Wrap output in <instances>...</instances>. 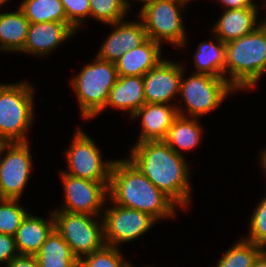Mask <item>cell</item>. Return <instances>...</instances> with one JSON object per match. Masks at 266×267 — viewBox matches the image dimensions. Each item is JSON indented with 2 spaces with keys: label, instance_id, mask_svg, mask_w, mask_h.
Masks as SVG:
<instances>
[{
  "label": "cell",
  "instance_id": "obj_1",
  "mask_svg": "<svg viewBox=\"0 0 266 267\" xmlns=\"http://www.w3.org/2000/svg\"><path fill=\"white\" fill-rule=\"evenodd\" d=\"M130 161L180 208L191 200L189 168L186 158L177 154L165 141L136 143Z\"/></svg>",
  "mask_w": 266,
  "mask_h": 267
},
{
  "label": "cell",
  "instance_id": "obj_2",
  "mask_svg": "<svg viewBox=\"0 0 266 267\" xmlns=\"http://www.w3.org/2000/svg\"><path fill=\"white\" fill-rule=\"evenodd\" d=\"M108 200L149 214L156 221L175 217L178 205L160 191L129 159L114 160Z\"/></svg>",
  "mask_w": 266,
  "mask_h": 267
},
{
  "label": "cell",
  "instance_id": "obj_3",
  "mask_svg": "<svg viewBox=\"0 0 266 267\" xmlns=\"http://www.w3.org/2000/svg\"><path fill=\"white\" fill-rule=\"evenodd\" d=\"M265 72L266 20L255 31L226 43L225 79L236 90H248Z\"/></svg>",
  "mask_w": 266,
  "mask_h": 267
},
{
  "label": "cell",
  "instance_id": "obj_4",
  "mask_svg": "<svg viewBox=\"0 0 266 267\" xmlns=\"http://www.w3.org/2000/svg\"><path fill=\"white\" fill-rule=\"evenodd\" d=\"M116 65L96 57L72 78L71 85L76 93L83 118L99 115L108 102L110 91L118 79Z\"/></svg>",
  "mask_w": 266,
  "mask_h": 267
},
{
  "label": "cell",
  "instance_id": "obj_5",
  "mask_svg": "<svg viewBox=\"0 0 266 267\" xmlns=\"http://www.w3.org/2000/svg\"><path fill=\"white\" fill-rule=\"evenodd\" d=\"M33 87L26 82L0 84V141L29 142L26 132L31 127Z\"/></svg>",
  "mask_w": 266,
  "mask_h": 267
},
{
  "label": "cell",
  "instance_id": "obj_6",
  "mask_svg": "<svg viewBox=\"0 0 266 267\" xmlns=\"http://www.w3.org/2000/svg\"><path fill=\"white\" fill-rule=\"evenodd\" d=\"M184 69L180 83V95L183 97L185 110L177 106L178 115L192 118L206 115L215 110L228 94L237 91L225 78L193 73L184 79Z\"/></svg>",
  "mask_w": 266,
  "mask_h": 267
},
{
  "label": "cell",
  "instance_id": "obj_7",
  "mask_svg": "<svg viewBox=\"0 0 266 267\" xmlns=\"http://www.w3.org/2000/svg\"><path fill=\"white\" fill-rule=\"evenodd\" d=\"M54 229L69 245L74 256L80 258L102 249L104 241L103 222L96 221L95 216L84 213L61 211L52 212ZM101 223V224H99Z\"/></svg>",
  "mask_w": 266,
  "mask_h": 267
},
{
  "label": "cell",
  "instance_id": "obj_8",
  "mask_svg": "<svg viewBox=\"0 0 266 267\" xmlns=\"http://www.w3.org/2000/svg\"><path fill=\"white\" fill-rule=\"evenodd\" d=\"M188 3L185 0H152L142 6L139 18L143 22L147 38L162 44L163 41L181 46L186 43V31L180 11Z\"/></svg>",
  "mask_w": 266,
  "mask_h": 267
},
{
  "label": "cell",
  "instance_id": "obj_9",
  "mask_svg": "<svg viewBox=\"0 0 266 267\" xmlns=\"http://www.w3.org/2000/svg\"><path fill=\"white\" fill-rule=\"evenodd\" d=\"M65 153L69 171L66 170L64 173L95 182H110L114 160L102 161L101 150L80 128H77Z\"/></svg>",
  "mask_w": 266,
  "mask_h": 267
},
{
  "label": "cell",
  "instance_id": "obj_10",
  "mask_svg": "<svg viewBox=\"0 0 266 267\" xmlns=\"http://www.w3.org/2000/svg\"><path fill=\"white\" fill-rule=\"evenodd\" d=\"M3 153L4 157H0V198L20 199L32 168L29 142L2 143L0 155Z\"/></svg>",
  "mask_w": 266,
  "mask_h": 267
},
{
  "label": "cell",
  "instance_id": "obj_11",
  "mask_svg": "<svg viewBox=\"0 0 266 267\" xmlns=\"http://www.w3.org/2000/svg\"><path fill=\"white\" fill-rule=\"evenodd\" d=\"M112 204V208L102 211L101 218L107 246L117 247L119 243L132 241L144 235L157 222L147 213Z\"/></svg>",
  "mask_w": 266,
  "mask_h": 267
},
{
  "label": "cell",
  "instance_id": "obj_12",
  "mask_svg": "<svg viewBox=\"0 0 266 267\" xmlns=\"http://www.w3.org/2000/svg\"><path fill=\"white\" fill-rule=\"evenodd\" d=\"M65 191L64 207L61 211L99 215L108 195L109 182H95L71 176L61 171Z\"/></svg>",
  "mask_w": 266,
  "mask_h": 267
},
{
  "label": "cell",
  "instance_id": "obj_13",
  "mask_svg": "<svg viewBox=\"0 0 266 267\" xmlns=\"http://www.w3.org/2000/svg\"><path fill=\"white\" fill-rule=\"evenodd\" d=\"M184 66L162 60L143 76L146 103L168 104L180 93Z\"/></svg>",
  "mask_w": 266,
  "mask_h": 267
},
{
  "label": "cell",
  "instance_id": "obj_14",
  "mask_svg": "<svg viewBox=\"0 0 266 267\" xmlns=\"http://www.w3.org/2000/svg\"><path fill=\"white\" fill-rule=\"evenodd\" d=\"M114 30L108 35L98 51L97 58L115 63L124 53L142 44L146 39L143 22H125L124 20L110 24Z\"/></svg>",
  "mask_w": 266,
  "mask_h": 267
},
{
  "label": "cell",
  "instance_id": "obj_15",
  "mask_svg": "<svg viewBox=\"0 0 266 267\" xmlns=\"http://www.w3.org/2000/svg\"><path fill=\"white\" fill-rule=\"evenodd\" d=\"M75 33L76 31L68 23L52 21L30 23L25 45L20 52L47 56Z\"/></svg>",
  "mask_w": 266,
  "mask_h": 267
},
{
  "label": "cell",
  "instance_id": "obj_16",
  "mask_svg": "<svg viewBox=\"0 0 266 267\" xmlns=\"http://www.w3.org/2000/svg\"><path fill=\"white\" fill-rule=\"evenodd\" d=\"M177 116V105L145 103L131 116L132 119L141 117L142 131L137 143L164 141Z\"/></svg>",
  "mask_w": 266,
  "mask_h": 267
},
{
  "label": "cell",
  "instance_id": "obj_17",
  "mask_svg": "<svg viewBox=\"0 0 266 267\" xmlns=\"http://www.w3.org/2000/svg\"><path fill=\"white\" fill-rule=\"evenodd\" d=\"M258 7L225 10L212 28L216 37L225 44L255 31L262 23L256 22Z\"/></svg>",
  "mask_w": 266,
  "mask_h": 267
},
{
  "label": "cell",
  "instance_id": "obj_18",
  "mask_svg": "<svg viewBox=\"0 0 266 267\" xmlns=\"http://www.w3.org/2000/svg\"><path fill=\"white\" fill-rule=\"evenodd\" d=\"M162 60L161 44L147 38L139 46L124 53L115 65L118 76H144Z\"/></svg>",
  "mask_w": 266,
  "mask_h": 267
},
{
  "label": "cell",
  "instance_id": "obj_19",
  "mask_svg": "<svg viewBox=\"0 0 266 267\" xmlns=\"http://www.w3.org/2000/svg\"><path fill=\"white\" fill-rule=\"evenodd\" d=\"M50 220L27 214L14 235L19 255H35L54 229V217Z\"/></svg>",
  "mask_w": 266,
  "mask_h": 267
},
{
  "label": "cell",
  "instance_id": "obj_20",
  "mask_svg": "<svg viewBox=\"0 0 266 267\" xmlns=\"http://www.w3.org/2000/svg\"><path fill=\"white\" fill-rule=\"evenodd\" d=\"M145 103L143 76H119L105 108L128 110L131 117Z\"/></svg>",
  "mask_w": 266,
  "mask_h": 267
},
{
  "label": "cell",
  "instance_id": "obj_21",
  "mask_svg": "<svg viewBox=\"0 0 266 267\" xmlns=\"http://www.w3.org/2000/svg\"><path fill=\"white\" fill-rule=\"evenodd\" d=\"M29 25L30 22L20 8L15 12H0V50L21 51L27 39Z\"/></svg>",
  "mask_w": 266,
  "mask_h": 267
},
{
  "label": "cell",
  "instance_id": "obj_22",
  "mask_svg": "<svg viewBox=\"0 0 266 267\" xmlns=\"http://www.w3.org/2000/svg\"><path fill=\"white\" fill-rule=\"evenodd\" d=\"M218 44L203 41L198 45L194 54L197 74H206L212 77L225 78L226 44L215 37Z\"/></svg>",
  "mask_w": 266,
  "mask_h": 267
},
{
  "label": "cell",
  "instance_id": "obj_23",
  "mask_svg": "<svg viewBox=\"0 0 266 267\" xmlns=\"http://www.w3.org/2000/svg\"><path fill=\"white\" fill-rule=\"evenodd\" d=\"M35 257L39 267H78V259L55 229L48 235Z\"/></svg>",
  "mask_w": 266,
  "mask_h": 267
},
{
  "label": "cell",
  "instance_id": "obj_24",
  "mask_svg": "<svg viewBox=\"0 0 266 267\" xmlns=\"http://www.w3.org/2000/svg\"><path fill=\"white\" fill-rule=\"evenodd\" d=\"M201 135L202 127L197 119L178 115L169 128L164 141L177 154L182 155L180 149L189 151L196 148L201 140Z\"/></svg>",
  "mask_w": 266,
  "mask_h": 267
},
{
  "label": "cell",
  "instance_id": "obj_25",
  "mask_svg": "<svg viewBox=\"0 0 266 267\" xmlns=\"http://www.w3.org/2000/svg\"><path fill=\"white\" fill-rule=\"evenodd\" d=\"M19 8L30 23L49 21L68 23L60 0H24Z\"/></svg>",
  "mask_w": 266,
  "mask_h": 267
},
{
  "label": "cell",
  "instance_id": "obj_26",
  "mask_svg": "<svg viewBox=\"0 0 266 267\" xmlns=\"http://www.w3.org/2000/svg\"><path fill=\"white\" fill-rule=\"evenodd\" d=\"M265 249L253 242L240 239L219 259L216 267H253Z\"/></svg>",
  "mask_w": 266,
  "mask_h": 267
},
{
  "label": "cell",
  "instance_id": "obj_27",
  "mask_svg": "<svg viewBox=\"0 0 266 267\" xmlns=\"http://www.w3.org/2000/svg\"><path fill=\"white\" fill-rule=\"evenodd\" d=\"M19 199L0 198V233L13 236L28 214Z\"/></svg>",
  "mask_w": 266,
  "mask_h": 267
},
{
  "label": "cell",
  "instance_id": "obj_28",
  "mask_svg": "<svg viewBox=\"0 0 266 267\" xmlns=\"http://www.w3.org/2000/svg\"><path fill=\"white\" fill-rule=\"evenodd\" d=\"M89 4L90 17L106 24L124 20L129 10L123 0H89Z\"/></svg>",
  "mask_w": 266,
  "mask_h": 267
},
{
  "label": "cell",
  "instance_id": "obj_29",
  "mask_svg": "<svg viewBox=\"0 0 266 267\" xmlns=\"http://www.w3.org/2000/svg\"><path fill=\"white\" fill-rule=\"evenodd\" d=\"M130 265L122 259L118 247L107 245L78 260V267H130Z\"/></svg>",
  "mask_w": 266,
  "mask_h": 267
},
{
  "label": "cell",
  "instance_id": "obj_30",
  "mask_svg": "<svg viewBox=\"0 0 266 267\" xmlns=\"http://www.w3.org/2000/svg\"><path fill=\"white\" fill-rule=\"evenodd\" d=\"M255 245L266 248V197L254 209L250 219L249 236L245 239Z\"/></svg>",
  "mask_w": 266,
  "mask_h": 267
},
{
  "label": "cell",
  "instance_id": "obj_31",
  "mask_svg": "<svg viewBox=\"0 0 266 267\" xmlns=\"http://www.w3.org/2000/svg\"><path fill=\"white\" fill-rule=\"evenodd\" d=\"M63 4L68 24L77 32V29L90 17L89 0H60Z\"/></svg>",
  "mask_w": 266,
  "mask_h": 267
},
{
  "label": "cell",
  "instance_id": "obj_32",
  "mask_svg": "<svg viewBox=\"0 0 266 267\" xmlns=\"http://www.w3.org/2000/svg\"><path fill=\"white\" fill-rule=\"evenodd\" d=\"M15 239L13 236L0 233V263H5L18 256Z\"/></svg>",
  "mask_w": 266,
  "mask_h": 267
},
{
  "label": "cell",
  "instance_id": "obj_33",
  "mask_svg": "<svg viewBox=\"0 0 266 267\" xmlns=\"http://www.w3.org/2000/svg\"><path fill=\"white\" fill-rule=\"evenodd\" d=\"M6 267H39L35 255H18L11 259Z\"/></svg>",
  "mask_w": 266,
  "mask_h": 267
},
{
  "label": "cell",
  "instance_id": "obj_34",
  "mask_svg": "<svg viewBox=\"0 0 266 267\" xmlns=\"http://www.w3.org/2000/svg\"><path fill=\"white\" fill-rule=\"evenodd\" d=\"M221 4L226 6L225 10L229 9H241V8H248L251 6H257L254 3V0H218ZM253 1V2H252Z\"/></svg>",
  "mask_w": 266,
  "mask_h": 267
},
{
  "label": "cell",
  "instance_id": "obj_35",
  "mask_svg": "<svg viewBox=\"0 0 266 267\" xmlns=\"http://www.w3.org/2000/svg\"><path fill=\"white\" fill-rule=\"evenodd\" d=\"M253 267H266V250L258 256Z\"/></svg>",
  "mask_w": 266,
  "mask_h": 267
},
{
  "label": "cell",
  "instance_id": "obj_36",
  "mask_svg": "<svg viewBox=\"0 0 266 267\" xmlns=\"http://www.w3.org/2000/svg\"><path fill=\"white\" fill-rule=\"evenodd\" d=\"M261 154H262V155H261V157L259 158V159H261V160H260V163H261V166H263V167H262L263 170H265L264 173H266V150L262 151Z\"/></svg>",
  "mask_w": 266,
  "mask_h": 267
},
{
  "label": "cell",
  "instance_id": "obj_37",
  "mask_svg": "<svg viewBox=\"0 0 266 267\" xmlns=\"http://www.w3.org/2000/svg\"><path fill=\"white\" fill-rule=\"evenodd\" d=\"M137 1L143 2L142 6H144V5L148 4L152 0H137ZM123 2L125 4V6L129 9L130 8V3L127 0H123Z\"/></svg>",
  "mask_w": 266,
  "mask_h": 267
},
{
  "label": "cell",
  "instance_id": "obj_38",
  "mask_svg": "<svg viewBox=\"0 0 266 267\" xmlns=\"http://www.w3.org/2000/svg\"><path fill=\"white\" fill-rule=\"evenodd\" d=\"M9 0H0V7L1 5H4V3L8 2Z\"/></svg>",
  "mask_w": 266,
  "mask_h": 267
}]
</instances>
